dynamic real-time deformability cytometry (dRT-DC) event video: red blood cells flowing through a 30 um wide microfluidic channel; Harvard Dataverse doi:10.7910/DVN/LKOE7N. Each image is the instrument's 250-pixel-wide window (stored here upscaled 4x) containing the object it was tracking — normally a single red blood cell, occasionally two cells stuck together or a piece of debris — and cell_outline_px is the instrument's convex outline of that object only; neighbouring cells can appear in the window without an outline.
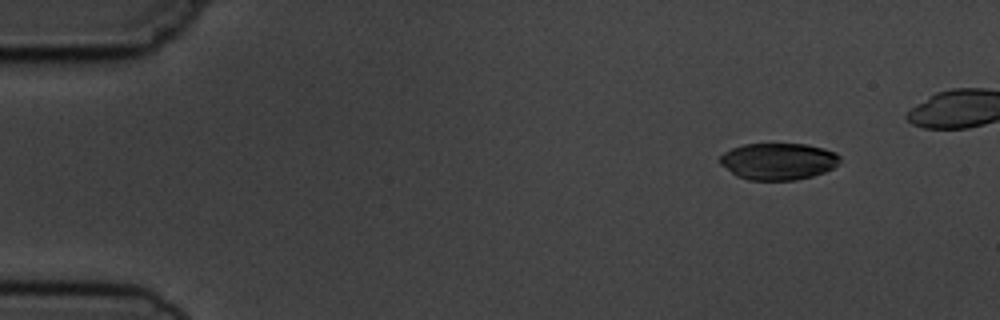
{"species": "common noctule bat (a hibernating species)", "species_latin": "Nyctalus noctula", "temperature_condition": "cold", "stored_images_in_passage": 5, "camera_frame_rate_fps": 3000, "um_per_image_px": 0.085, "animal": {"sex": "male", "body_mass_g": 19.5, "forearm_length_mm": 54.6}, "frame": {"image": 1, "passage_image": 1, "time_ms": 0.0, "image_size_px": [1000, 320], "cell_outline_px": [[840, 164], [824, 172], [812, 176], [796, 180], [748, 180], [736, 176], [720, 164], [720, 156], [724, 152], [732, 148], [744, 144], [808, 144], [824, 148], [836, 152], [840, 156]], "centroid_in_image_um": [66.17, 13.71], "position_along_channel_um": 18.8, "area_um2": 25.89}}